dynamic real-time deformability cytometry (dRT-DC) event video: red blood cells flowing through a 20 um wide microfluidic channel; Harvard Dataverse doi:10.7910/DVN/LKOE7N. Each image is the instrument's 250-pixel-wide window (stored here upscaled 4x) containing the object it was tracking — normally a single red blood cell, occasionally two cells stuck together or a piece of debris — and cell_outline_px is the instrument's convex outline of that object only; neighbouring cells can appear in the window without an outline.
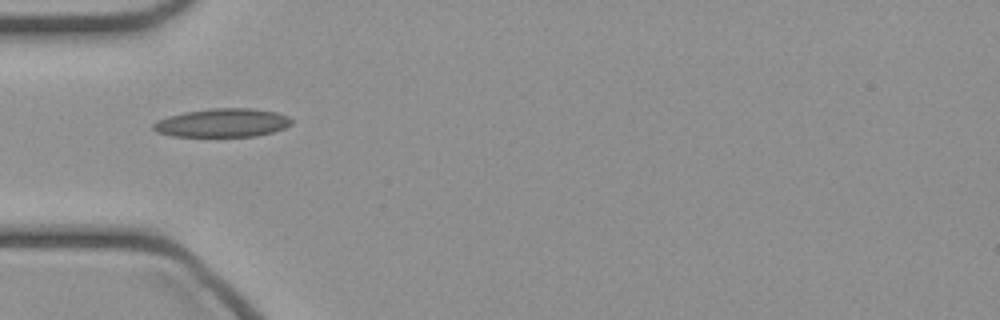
{"species": "common noctule bat (a hibernating species)", "species_latin": "Nyctalus noctula", "temperature_condition": "cold", "stored_images_in_passage": 33, "camera_frame_rate_fps": 3000, "um_per_image_px": 0.085, "animal": {"sex": "female", "body_mass_g": 21.9}, "frame": {"image": 1, "passage_image": 1, "time_ms": 0.0, "image_size_px": [1000, 320], "cell_outline_px": [[292, 124], [284, 128], [272, 132], [256, 136], [172, 136], [156, 132], [152, 128], [152, 124], [156, 120], [168, 116], [184, 112], [208, 108], [252, 108], [276, 112], [288, 116], [292, 120]], "centroid_in_image_um": [18.88, 10.43], "position_along_channel_um": 66.1, "area_um2": 23.12}}
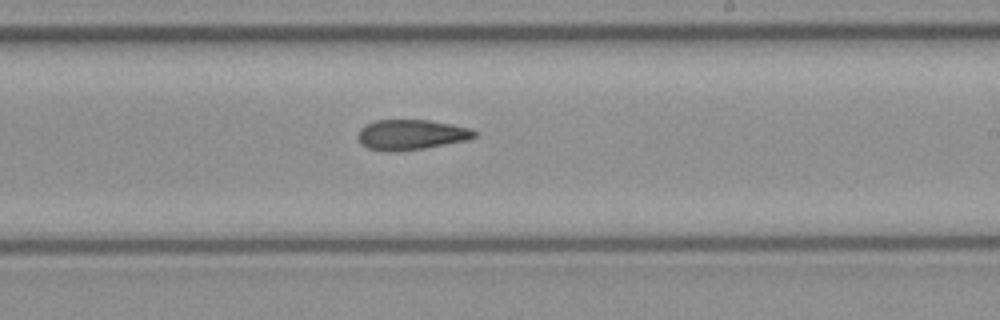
{"frame": {"image": 2, "passage_image": 14, "time_ms": 4.333, "image_size_px": [1000, 320], "cell_outline_px": [[476, 136], [468, 140], [424, 148], [396, 152], [368, 148], [360, 144], [356, 136], [360, 128], [376, 120], [428, 120], [452, 124], [472, 128], [476, 132]], "centroid_in_image_um": [34.95, 11.45], "position_along_channel_um": 254.1, "area_um2": 20.58}}
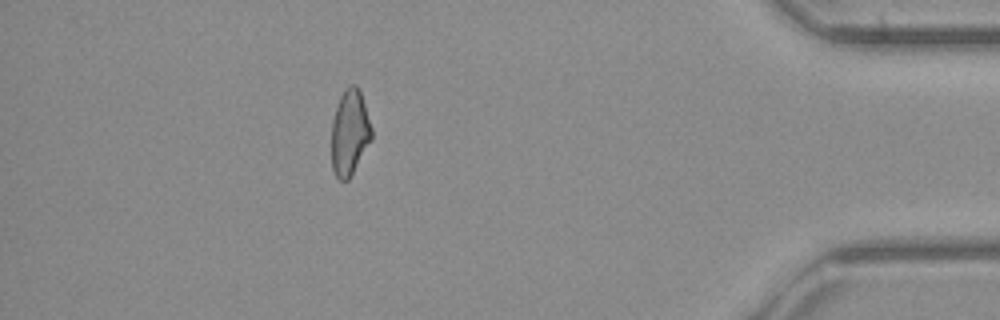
{"frame": {"image": 3, "passage_image": 28, "time_ms": 9.0, "image_size_px": [1000, 320], "cell_outline_px": [[372, 140], [348, 180], [340, 180], [336, 176], [332, 168], [332, 120], [340, 96], [344, 88], [348, 84], [356, 84], [360, 92], [372, 128]], "centroid_in_image_um": [29.72, 11.25], "position_along_channel_um": 405.5, "area_um2": 19.94}}